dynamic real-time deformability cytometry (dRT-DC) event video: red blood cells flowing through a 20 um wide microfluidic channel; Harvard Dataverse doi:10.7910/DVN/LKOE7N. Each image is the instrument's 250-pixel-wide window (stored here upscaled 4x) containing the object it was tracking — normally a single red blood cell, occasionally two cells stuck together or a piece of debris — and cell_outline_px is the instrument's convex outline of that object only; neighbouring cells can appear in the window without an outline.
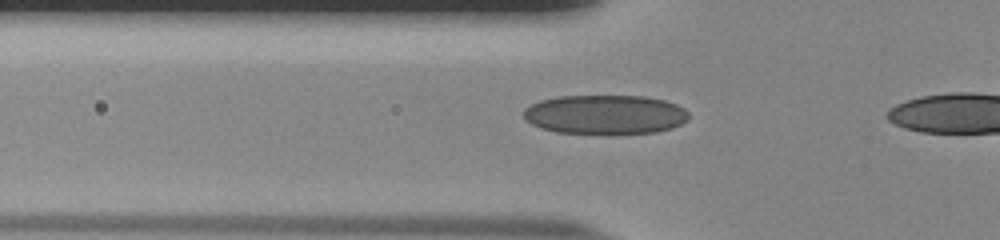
{"species": "human", "species_latin": "Homo sapiens", "temperature_condition": "room temperature", "stored_images_in_passage": 14, "camera_frame_rate_fps": 3000, "um_per_image_px": 0.085, "donor": {"sex": "male"}, "frame": {"image": 1, "passage_image": 12, "time_ms": 3.667, "image_size_px": [1000, 240], "cell_outline_px": [[688, 120], [672, 128], [656, 132], [612, 136], [604, 136], [556, 132], [540, 128], [524, 120], [524, 108], [540, 100], [556, 96], [644, 96], [664, 100], [676, 104], [684, 108], [688, 112]], "centroid_in_image_um": [51.42, 9.77], "position_along_channel_um": 74.4, "area_um2": 38.96}}